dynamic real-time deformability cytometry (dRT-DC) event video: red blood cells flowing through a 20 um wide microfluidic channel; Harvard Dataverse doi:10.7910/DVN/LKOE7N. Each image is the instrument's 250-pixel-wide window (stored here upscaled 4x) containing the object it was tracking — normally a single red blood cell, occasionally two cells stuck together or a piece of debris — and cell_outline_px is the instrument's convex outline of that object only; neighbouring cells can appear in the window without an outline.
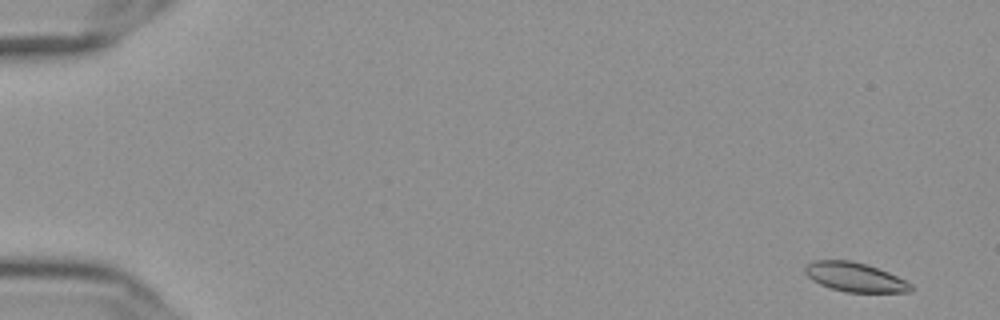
{"species": "Egyptian fruit bat (a non-hibernating species)", "species_latin": "Rousettus aegyptiacus", "temperature_condition": "cold", "stored_images_in_passage": 12, "camera_frame_rate_fps": 3000, "um_per_image_px": 0.085, "frame": {"image": 1, "passage_image": 2, "time_ms": 0.333, "image_size_px": [1000, 320], "cell_outline_px": [[912, 292], [848, 292], [832, 288], [820, 284], [812, 280], [804, 272], [804, 268], [812, 260], [852, 260], [868, 264], [888, 272], [912, 284]], "centroid_in_image_um": [72.66, 23.54], "position_along_channel_um": 12.3, "area_um2": 17.98}}